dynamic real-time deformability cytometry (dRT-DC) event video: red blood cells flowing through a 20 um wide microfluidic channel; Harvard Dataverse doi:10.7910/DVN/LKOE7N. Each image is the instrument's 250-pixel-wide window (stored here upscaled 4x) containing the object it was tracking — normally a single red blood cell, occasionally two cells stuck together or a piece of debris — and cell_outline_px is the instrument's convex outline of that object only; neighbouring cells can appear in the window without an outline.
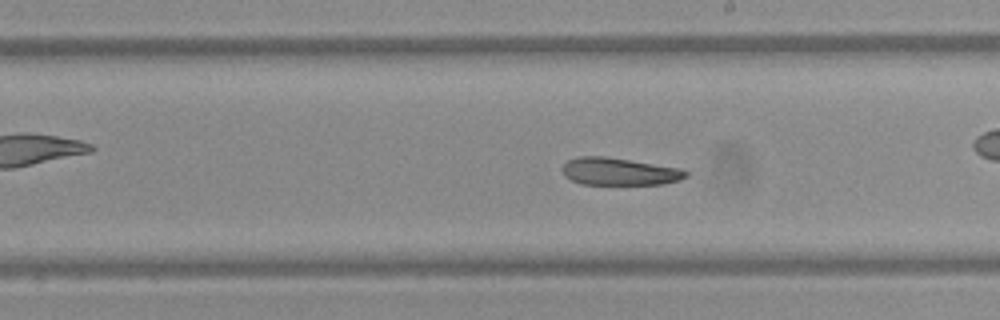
{"species": "Egyptian fruit bat (a non-hibernating species)", "species_latin": "Rousettus aegyptiacus", "temperature_condition": "warm", "stored_images_in_passage": 61, "camera_frame_rate_fps": 3000, "um_per_image_px": 0.085, "frame": {"image": 1, "passage_image": 35, "time_ms": 11.333, "image_size_px": [1000, 320], "cell_outline_px": [[688, 176], [680, 180], [664, 184], [580, 184], [564, 176], [560, 168], [568, 160], [580, 156], [604, 156], [680, 168], [688, 172]], "centroid_in_image_um": [52.62, 14.58], "position_along_channel_um": 236.4, "area_um2": 19.77}}